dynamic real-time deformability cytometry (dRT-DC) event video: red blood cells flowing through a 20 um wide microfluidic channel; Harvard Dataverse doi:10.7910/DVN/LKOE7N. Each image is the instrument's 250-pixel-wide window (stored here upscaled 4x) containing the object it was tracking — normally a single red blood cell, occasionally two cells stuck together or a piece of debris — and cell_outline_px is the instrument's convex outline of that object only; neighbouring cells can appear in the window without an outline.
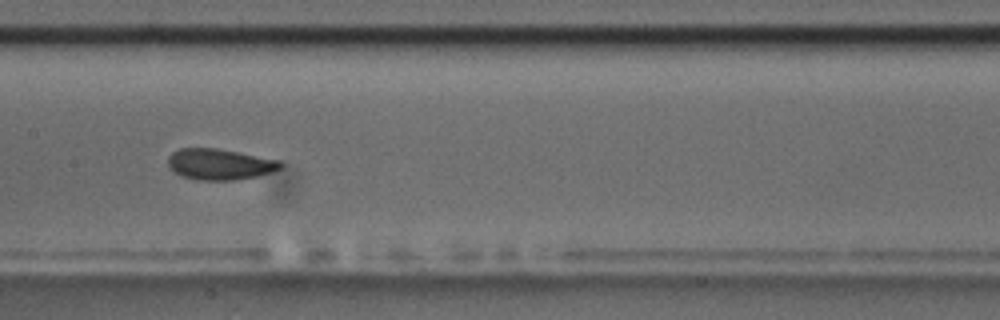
{"species": "common noctule bat (a hibernating species)", "species_latin": "Nyctalus noctula", "temperature_condition": "room temperature", "stored_images_in_passage": 14, "camera_frame_rate_fps": 3000, "um_per_image_px": 0.085, "animal": {"sex": "male", "body_mass_g": 17.5, "forearm_length_mm": 52.3}, "frame": {"image": 1, "passage_image": 7, "time_ms": 8.0, "image_size_px": [1000, 320], "cell_outline_px": [[284, 164], [280, 168], [272, 172], [256, 176], [232, 180], [196, 180], [180, 176], [172, 172], [168, 168], [168, 156], [172, 152], [180, 148], [216, 148], [280, 160]], "centroid_in_image_um": [18.62, 13.96], "position_along_channel_um": 188.8, "area_um2": 20.46}}
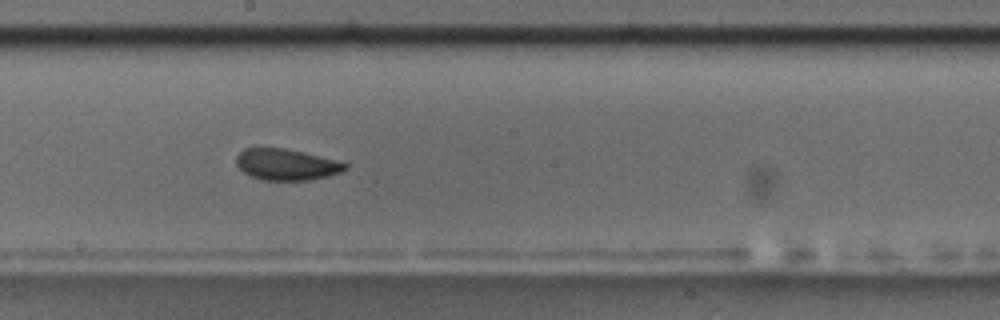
{"frame": {"image": 2, "passage_image": 8, "time_ms": 9.0, "image_size_px": [1000, 320], "cell_outline_px": [[348, 168], [340, 172], [328, 176], [308, 180], [260, 180], [244, 172], [236, 164], [236, 156], [244, 148], [284, 148], [304, 152], [348, 164]], "centroid_in_image_um": [24.32, 13.98], "position_along_channel_um": 223.9, "area_um2": 19.65}, "authors_computed_cell_mechanics": {"area_um2": 20.4901, "velocity_mm_per_s": 3.5299, "shape_relaxation_time_tau1_ms": 4.5188, "shape_relaxation_time_tau2_ms": 1.8973, "deformation_change_tau1": 0.0833, "deformation_change_tau2": 0.0438}}